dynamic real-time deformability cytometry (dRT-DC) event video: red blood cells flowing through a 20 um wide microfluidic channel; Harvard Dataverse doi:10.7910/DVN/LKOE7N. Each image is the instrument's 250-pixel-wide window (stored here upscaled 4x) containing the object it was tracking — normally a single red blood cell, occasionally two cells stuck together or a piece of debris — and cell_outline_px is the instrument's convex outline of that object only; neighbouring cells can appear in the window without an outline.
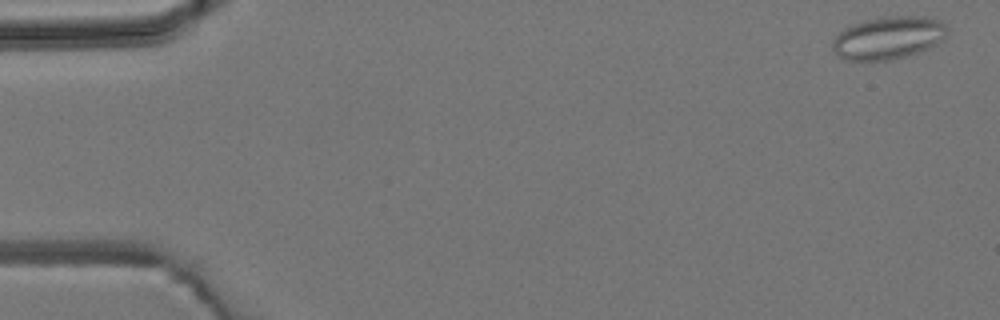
{"species": "common noctule bat (a hibernating species)", "species_latin": "Nyctalus noctula", "temperature_condition": "room temperature", "stored_images_in_passage": 5, "camera_frame_rate_fps": 3000, "um_per_image_px": 0.085, "animal": {"sex": "male", "body_mass_g": 19.2, "forearm_length_mm": 51.8}, "frame": {"image": 1, "passage_image": 1, "time_ms": 0.0, "image_size_px": [1000, 320], "cell_outline_px": [[948, 32], [936, 44], [928, 48], [904, 56], [888, 60], [844, 60], [836, 56], [832, 48], [832, 40], [844, 28], [852, 24], [864, 20], [884, 16], [928, 16], [940, 20], [948, 28]], "centroid_in_image_um": [75.47, 3.2], "position_along_channel_um": 9.5, "area_um2": 28.61}}